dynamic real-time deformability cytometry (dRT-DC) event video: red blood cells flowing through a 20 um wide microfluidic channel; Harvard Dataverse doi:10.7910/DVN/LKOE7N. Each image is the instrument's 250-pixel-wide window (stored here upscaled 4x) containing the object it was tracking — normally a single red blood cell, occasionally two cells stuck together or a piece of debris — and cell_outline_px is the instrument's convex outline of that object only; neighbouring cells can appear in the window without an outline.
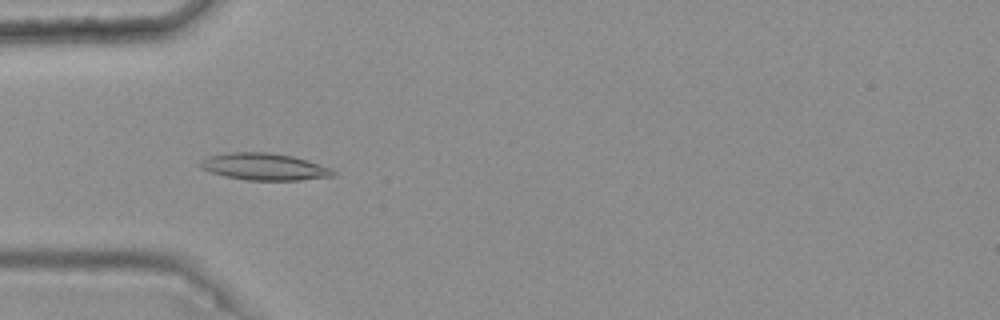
{"species": "common noctule bat (a hibernating species)", "species_latin": "Nyctalus noctula", "temperature_condition": "warm", "stored_images_in_passage": 4, "camera_frame_rate_fps": 3000, "um_per_image_px": 0.085, "animal": {"sex": "female", "body_mass_g": 25.1}, "frame": {"image": 1, "passage_image": 4, "time_ms": 1.0, "image_size_px": [1000, 320], "cell_outline_px": [[336, 176], [300, 180], [248, 180], [224, 176], [208, 172], [200, 168], [196, 164], [208, 156], [232, 152], [268, 152], [292, 156], [328, 168], [336, 172]], "centroid_in_image_um": [22.38, 14.18], "position_along_channel_um": 62.6, "area_um2": 20.75}}